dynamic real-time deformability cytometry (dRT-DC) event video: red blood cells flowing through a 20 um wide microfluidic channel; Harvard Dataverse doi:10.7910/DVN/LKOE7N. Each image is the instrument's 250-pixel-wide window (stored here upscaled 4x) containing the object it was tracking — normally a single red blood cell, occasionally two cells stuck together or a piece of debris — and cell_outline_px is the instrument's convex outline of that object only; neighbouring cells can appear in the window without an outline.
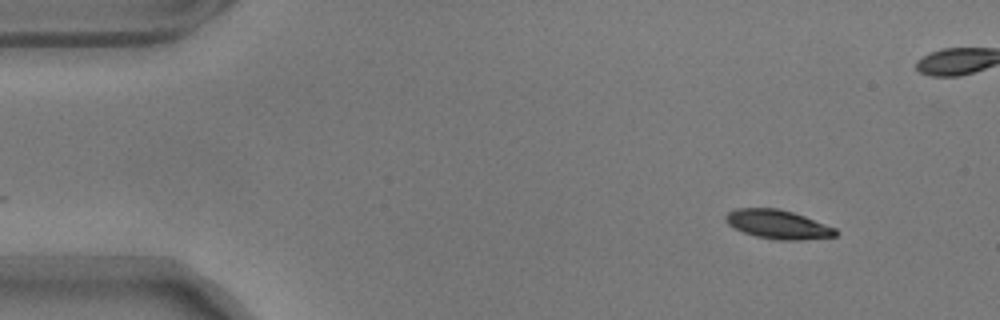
{"species": "common noctule bat (a hibernating species)", "species_latin": "Nyctalus noctula", "temperature_condition": "warm", "stored_images_in_passage": 42, "camera_frame_rate_fps": 3000, "um_per_image_px": 0.085, "animal": {"sex": "male", "body_mass_g": 17.9}, "frame": {"image": 1, "passage_image": 1, "time_ms": 0.0, "image_size_px": [1000, 320], "cell_outline_px": [[840, 232], [836, 236], [800, 240], [776, 240], [756, 236], [744, 232], [728, 224], [724, 220], [724, 216], [728, 212], [736, 208], [776, 208], [792, 212], [804, 216], [836, 228]], "centroid_in_image_um": [66.13, 19.07], "position_along_channel_um": 18.9, "area_um2": 18.5}}
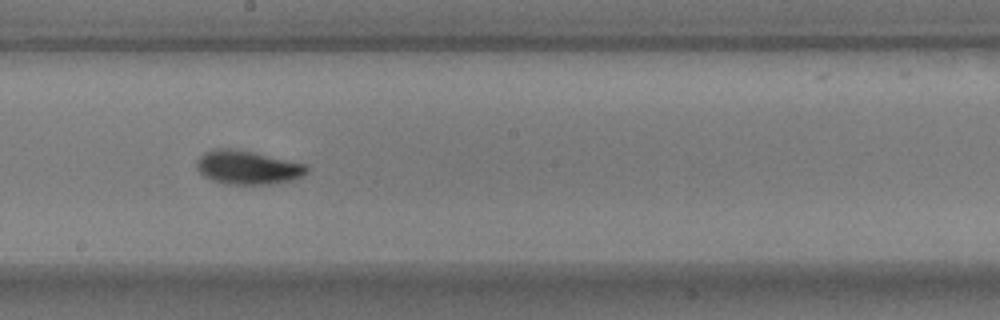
{"frame": {"image": 2, "passage_image": 26, "time_ms": 8.333, "image_size_px": [1000, 320], "cell_outline_px": [[312, 168], [304, 176], [296, 180], [272, 184], [224, 184], [212, 180], [204, 176], [196, 168], [196, 160], [204, 152], [212, 148], [232, 148], [252, 152], [308, 164]], "centroid_in_image_um": [21.09, 14.24], "position_along_channel_um": 227.1, "area_um2": 22.14}}
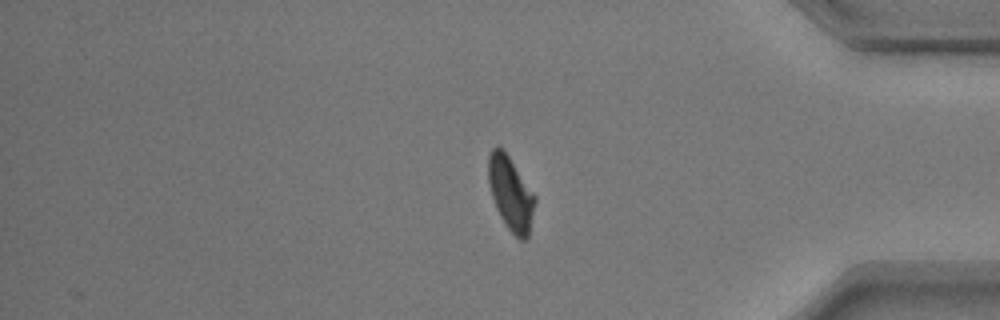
{"frame": {"image": 3, "passage_image": 42, "time_ms": 13.667, "image_size_px": [1000, 320], "cell_outline_px": [[536, 200], [528, 240], [520, 240], [508, 228], [500, 216], [496, 208], [492, 196], [488, 180], [488, 156], [492, 148], [504, 148], [536, 196]], "centroid_in_image_um": [43.42, 16.44], "position_along_channel_um": 391.8, "area_um2": 20.11}, "authors_computed_cell_mechanics": {"area_um2": 20.3167, "velocity_mm_per_s": 3.5608, "shape_relaxation_time_tau1_ms": 2.864, "shape_relaxation_time_tau2_ms": 3.3419, "deformation_change_tau1": 0.1384, "deformation_change_tau2": 0.0776}}